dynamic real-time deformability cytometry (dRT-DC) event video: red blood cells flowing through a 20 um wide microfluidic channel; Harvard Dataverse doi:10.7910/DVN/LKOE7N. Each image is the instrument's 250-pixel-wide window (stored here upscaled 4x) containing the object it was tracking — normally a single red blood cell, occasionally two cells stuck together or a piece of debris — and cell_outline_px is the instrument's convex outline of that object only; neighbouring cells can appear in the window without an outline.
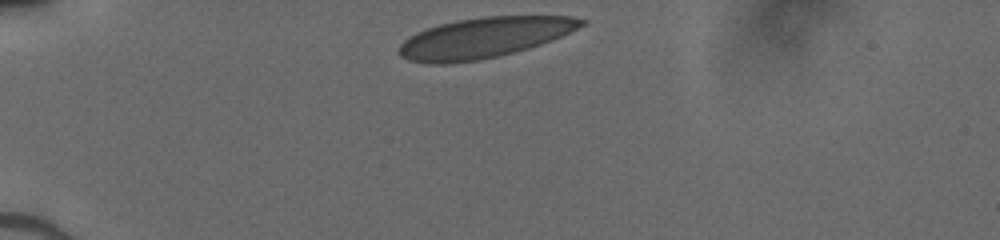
{"species": "human", "species_latin": "Homo sapiens", "temperature_condition": "cold", "stored_images_in_passage": 30, "camera_frame_rate_fps": 3000, "um_per_image_px": 0.085, "donor": {"sex": "male"}, "frame": {"image": 1, "passage_image": 1, "time_ms": 0.0, "image_size_px": [1000, 240], "cell_outline_px": [[588, 20], [584, 24], [552, 40], [528, 48], [480, 60], [444, 64], [432, 64], [408, 60], [400, 56], [396, 52], [400, 44], [404, 40], [416, 32], [440, 24], [456, 20], [484, 16], [572, 16]], "centroid_in_image_um": [41.1, 3.2], "position_along_channel_um": 43.9, "area_um2": 42.71}}
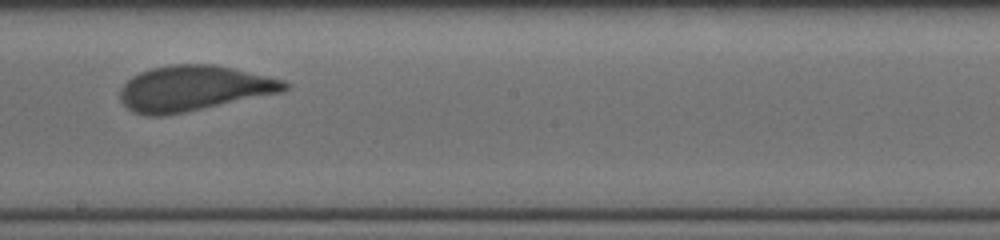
{"frame": {"image": 2, "passage_image": 18, "time_ms": 5.667, "image_size_px": [1000, 240], "cell_outline_px": [[292, 84], [284, 92], [164, 116], [148, 116], [132, 112], [120, 100], [120, 88], [132, 76], [140, 72], [152, 68], [172, 64], [212, 64], [232, 68], [284, 80]], "centroid_in_image_um": [16.46, 7.51], "position_along_channel_um": 231.7, "area_um2": 43.47}}
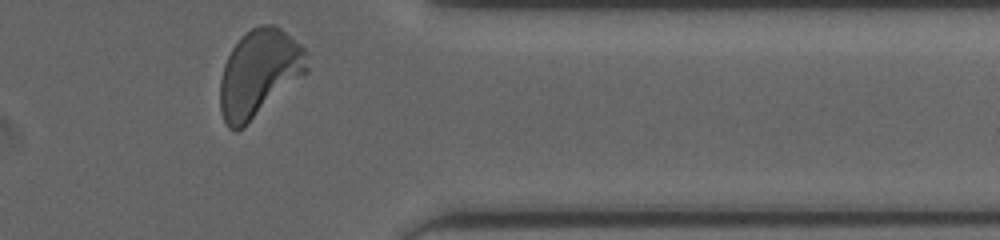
{"frame": {"image": 3, "passage_image": 30, "time_ms": 9.667, "image_size_px": [1000, 240], "cell_outline_px": [[308, 72], [244, 128], [236, 132], [228, 128], [224, 120], [220, 108], [220, 80], [224, 64], [232, 48], [240, 36], [252, 28], [260, 24], [272, 24], [280, 28], [300, 44], [308, 52]], "centroid_in_image_um": [22.03, 6.24], "position_along_channel_um": 389.4, "area_um2": 44.56}}